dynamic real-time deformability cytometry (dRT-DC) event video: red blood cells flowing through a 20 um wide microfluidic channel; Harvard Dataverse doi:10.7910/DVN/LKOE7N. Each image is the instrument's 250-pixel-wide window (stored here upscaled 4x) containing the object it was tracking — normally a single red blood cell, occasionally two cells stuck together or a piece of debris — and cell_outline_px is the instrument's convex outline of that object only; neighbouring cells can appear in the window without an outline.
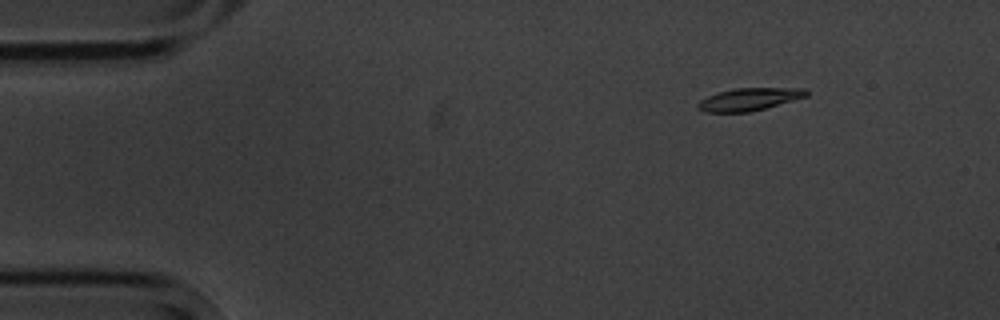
{"species": "common noctule bat (a hibernating species)", "species_latin": "Nyctalus noctula", "temperature_condition": "cold", "stored_images_in_passage": 7, "camera_frame_rate_fps": 3000, "um_per_image_px": 0.085, "animal": {"sex": "male", "body_mass_g": 20.1, "forearm_length_mm": 53.5}, "frame": {"image": 1, "passage_image": 2, "time_ms": 1.333, "image_size_px": [1000, 320], "cell_outline_px": [[808, 96], [764, 108], [748, 112], [704, 112], [696, 108], [696, 104], [700, 100], [708, 96], [720, 92], [736, 88], [808, 88]], "centroid_in_image_um": [63.67, 8.43], "position_along_channel_um": 21.3, "area_um2": 14.16}}
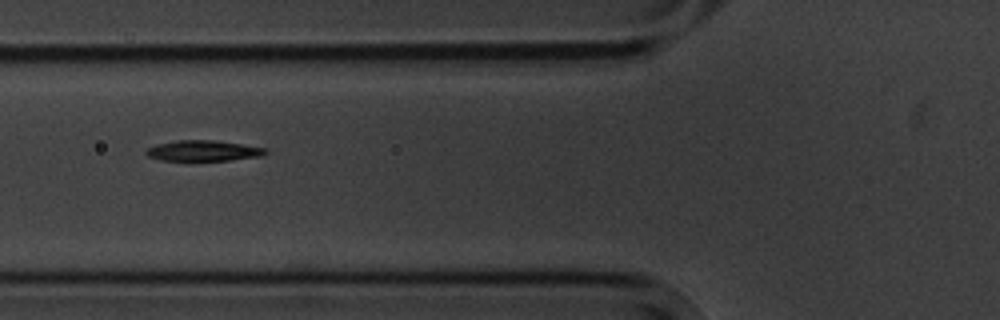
{"frame": {"image": 2, "passage_image": 6, "time_ms": 6.0, "image_size_px": [1000, 320], "cell_outline_px": [[268, 152], [264, 156], [228, 160], [160, 160], [148, 156], [144, 152], [148, 148], [156, 144], [176, 140], [212, 140], [268, 148]], "centroid_in_image_um": [17.3, 12.81], "position_along_channel_um": 108.5, "area_um2": 14.33}}
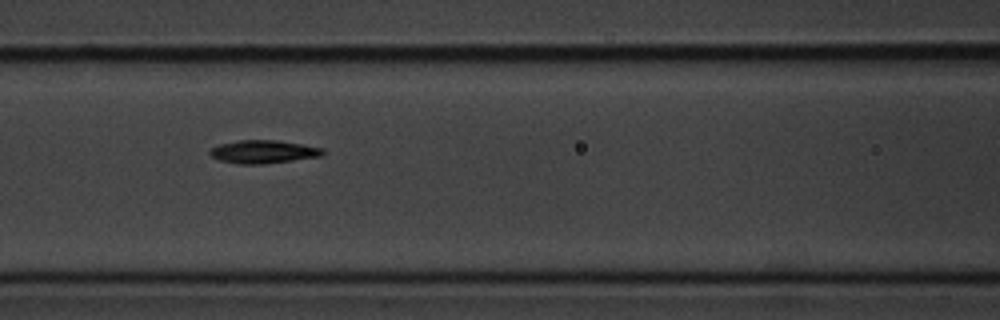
{"frame": {"image": 3, "passage_image": 7, "time_ms": 7.0, "image_size_px": [1000, 320], "cell_outline_px": [[324, 152], [320, 156], [292, 160], [260, 164], [236, 164], [220, 160], [212, 156], [208, 152], [212, 148], [220, 144], [240, 140], [276, 140], [324, 148]], "centroid_in_image_um": [22.36, 12.9], "position_along_channel_um": 144.2, "area_um2": 14.97}}